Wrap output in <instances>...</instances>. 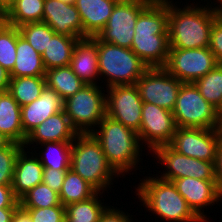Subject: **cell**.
Here are the masks:
<instances>
[{"label": "cell", "mask_w": 222, "mask_h": 222, "mask_svg": "<svg viewBox=\"0 0 222 222\" xmlns=\"http://www.w3.org/2000/svg\"><path fill=\"white\" fill-rule=\"evenodd\" d=\"M136 194L147 209L166 222H203L177 191L173 182L149 176L141 179Z\"/></svg>", "instance_id": "cell-4"}, {"label": "cell", "mask_w": 222, "mask_h": 222, "mask_svg": "<svg viewBox=\"0 0 222 222\" xmlns=\"http://www.w3.org/2000/svg\"><path fill=\"white\" fill-rule=\"evenodd\" d=\"M17 208H0V222H11Z\"/></svg>", "instance_id": "cell-45"}, {"label": "cell", "mask_w": 222, "mask_h": 222, "mask_svg": "<svg viewBox=\"0 0 222 222\" xmlns=\"http://www.w3.org/2000/svg\"><path fill=\"white\" fill-rule=\"evenodd\" d=\"M11 141L4 136L2 133H0V149L4 148L7 146Z\"/></svg>", "instance_id": "cell-46"}, {"label": "cell", "mask_w": 222, "mask_h": 222, "mask_svg": "<svg viewBox=\"0 0 222 222\" xmlns=\"http://www.w3.org/2000/svg\"><path fill=\"white\" fill-rule=\"evenodd\" d=\"M19 200L15 197L11 185H0V208H18Z\"/></svg>", "instance_id": "cell-41"}, {"label": "cell", "mask_w": 222, "mask_h": 222, "mask_svg": "<svg viewBox=\"0 0 222 222\" xmlns=\"http://www.w3.org/2000/svg\"><path fill=\"white\" fill-rule=\"evenodd\" d=\"M69 66L85 84H99L96 82L100 78L96 36L78 40Z\"/></svg>", "instance_id": "cell-21"}, {"label": "cell", "mask_w": 222, "mask_h": 222, "mask_svg": "<svg viewBox=\"0 0 222 222\" xmlns=\"http://www.w3.org/2000/svg\"><path fill=\"white\" fill-rule=\"evenodd\" d=\"M22 208H47L63 206L60 202L59 193L50 189L43 182L27 192L20 200Z\"/></svg>", "instance_id": "cell-33"}, {"label": "cell", "mask_w": 222, "mask_h": 222, "mask_svg": "<svg viewBox=\"0 0 222 222\" xmlns=\"http://www.w3.org/2000/svg\"><path fill=\"white\" fill-rule=\"evenodd\" d=\"M216 1V0H215ZM219 2V7H220V11H221V14H222V0H217Z\"/></svg>", "instance_id": "cell-50"}, {"label": "cell", "mask_w": 222, "mask_h": 222, "mask_svg": "<svg viewBox=\"0 0 222 222\" xmlns=\"http://www.w3.org/2000/svg\"><path fill=\"white\" fill-rule=\"evenodd\" d=\"M106 92V116L138 132L143 101L137 86L115 85Z\"/></svg>", "instance_id": "cell-15"}, {"label": "cell", "mask_w": 222, "mask_h": 222, "mask_svg": "<svg viewBox=\"0 0 222 222\" xmlns=\"http://www.w3.org/2000/svg\"><path fill=\"white\" fill-rule=\"evenodd\" d=\"M0 133L22 145L27 138L22 128L21 107L8 91L0 92Z\"/></svg>", "instance_id": "cell-23"}, {"label": "cell", "mask_w": 222, "mask_h": 222, "mask_svg": "<svg viewBox=\"0 0 222 222\" xmlns=\"http://www.w3.org/2000/svg\"><path fill=\"white\" fill-rule=\"evenodd\" d=\"M45 72L41 54L20 35L18 29L15 66L10 77L45 76Z\"/></svg>", "instance_id": "cell-24"}, {"label": "cell", "mask_w": 222, "mask_h": 222, "mask_svg": "<svg viewBox=\"0 0 222 222\" xmlns=\"http://www.w3.org/2000/svg\"><path fill=\"white\" fill-rule=\"evenodd\" d=\"M67 170H56L52 168H44L42 182L50 189L60 192Z\"/></svg>", "instance_id": "cell-39"}, {"label": "cell", "mask_w": 222, "mask_h": 222, "mask_svg": "<svg viewBox=\"0 0 222 222\" xmlns=\"http://www.w3.org/2000/svg\"><path fill=\"white\" fill-rule=\"evenodd\" d=\"M194 84L205 100L214 106L222 117V64H217Z\"/></svg>", "instance_id": "cell-32"}, {"label": "cell", "mask_w": 222, "mask_h": 222, "mask_svg": "<svg viewBox=\"0 0 222 222\" xmlns=\"http://www.w3.org/2000/svg\"><path fill=\"white\" fill-rule=\"evenodd\" d=\"M100 88L86 84L64 100L63 110L78 133H91L106 116V94Z\"/></svg>", "instance_id": "cell-8"}, {"label": "cell", "mask_w": 222, "mask_h": 222, "mask_svg": "<svg viewBox=\"0 0 222 222\" xmlns=\"http://www.w3.org/2000/svg\"><path fill=\"white\" fill-rule=\"evenodd\" d=\"M172 112L177 127L222 129L220 112L205 100L194 83H182Z\"/></svg>", "instance_id": "cell-7"}, {"label": "cell", "mask_w": 222, "mask_h": 222, "mask_svg": "<svg viewBox=\"0 0 222 222\" xmlns=\"http://www.w3.org/2000/svg\"><path fill=\"white\" fill-rule=\"evenodd\" d=\"M41 146L46 148L43 149L42 155L39 153L38 156L36 150L34 152L39 157L38 159L44 168L56 170L70 169L72 142H43Z\"/></svg>", "instance_id": "cell-31"}, {"label": "cell", "mask_w": 222, "mask_h": 222, "mask_svg": "<svg viewBox=\"0 0 222 222\" xmlns=\"http://www.w3.org/2000/svg\"><path fill=\"white\" fill-rule=\"evenodd\" d=\"M172 182L193 212L202 219L203 222H207L206 219L208 218L204 214L203 208H205V206L209 208V206L215 204V202L217 204V202L222 200L216 180H201L185 177L175 179Z\"/></svg>", "instance_id": "cell-16"}, {"label": "cell", "mask_w": 222, "mask_h": 222, "mask_svg": "<svg viewBox=\"0 0 222 222\" xmlns=\"http://www.w3.org/2000/svg\"><path fill=\"white\" fill-rule=\"evenodd\" d=\"M45 86V76L11 77L7 91L22 107L39 98Z\"/></svg>", "instance_id": "cell-28"}, {"label": "cell", "mask_w": 222, "mask_h": 222, "mask_svg": "<svg viewBox=\"0 0 222 222\" xmlns=\"http://www.w3.org/2000/svg\"><path fill=\"white\" fill-rule=\"evenodd\" d=\"M77 134L78 132L71 126L69 118L62 110L35 127L27 135L24 148L34 142L37 146L43 142H72Z\"/></svg>", "instance_id": "cell-19"}, {"label": "cell", "mask_w": 222, "mask_h": 222, "mask_svg": "<svg viewBox=\"0 0 222 222\" xmlns=\"http://www.w3.org/2000/svg\"><path fill=\"white\" fill-rule=\"evenodd\" d=\"M210 51L218 64H222V14L214 21L210 32Z\"/></svg>", "instance_id": "cell-38"}, {"label": "cell", "mask_w": 222, "mask_h": 222, "mask_svg": "<svg viewBox=\"0 0 222 222\" xmlns=\"http://www.w3.org/2000/svg\"><path fill=\"white\" fill-rule=\"evenodd\" d=\"M45 0H13L2 12L6 24L19 27L42 22Z\"/></svg>", "instance_id": "cell-25"}, {"label": "cell", "mask_w": 222, "mask_h": 222, "mask_svg": "<svg viewBox=\"0 0 222 222\" xmlns=\"http://www.w3.org/2000/svg\"><path fill=\"white\" fill-rule=\"evenodd\" d=\"M63 104L64 100L58 95L57 91L45 86L39 98L21 107L24 133L28 135L48 117L62 111Z\"/></svg>", "instance_id": "cell-18"}, {"label": "cell", "mask_w": 222, "mask_h": 222, "mask_svg": "<svg viewBox=\"0 0 222 222\" xmlns=\"http://www.w3.org/2000/svg\"><path fill=\"white\" fill-rule=\"evenodd\" d=\"M217 64L209 47L170 48L164 68L182 83H194L210 72Z\"/></svg>", "instance_id": "cell-10"}, {"label": "cell", "mask_w": 222, "mask_h": 222, "mask_svg": "<svg viewBox=\"0 0 222 222\" xmlns=\"http://www.w3.org/2000/svg\"><path fill=\"white\" fill-rule=\"evenodd\" d=\"M46 86L57 91L63 99L74 95L86 84L72 71L70 66L56 67L45 72Z\"/></svg>", "instance_id": "cell-27"}, {"label": "cell", "mask_w": 222, "mask_h": 222, "mask_svg": "<svg viewBox=\"0 0 222 222\" xmlns=\"http://www.w3.org/2000/svg\"><path fill=\"white\" fill-rule=\"evenodd\" d=\"M143 102L174 110L182 82L164 67L149 68L136 82Z\"/></svg>", "instance_id": "cell-11"}, {"label": "cell", "mask_w": 222, "mask_h": 222, "mask_svg": "<svg viewBox=\"0 0 222 222\" xmlns=\"http://www.w3.org/2000/svg\"><path fill=\"white\" fill-rule=\"evenodd\" d=\"M221 139L222 129L177 127L169 146L182 155L215 163Z\"/></svg>", "instance_id": "cell-13"}, {"label": "cell", "mask_w": 222, "mask_h": 222, "mask_svg": "<svg viewBox=\"0 0 222 222\" xmlns=\"http://www.w3.org/2000/svg\"><path fill=\"white\" fill-rule=\"evenodd\" d=\"M176 129L177 125L172 111L143 102L141 125L137 132L142 146L147 145L151 152L156 147L169 145Z\"/></svg>", "instance_id": "cell-14"}, {"label": "cell", "mask_w": 222, "mask_h": 222, "mask_svg": "<svg viewBox=\"0 0 222 222\" xmlns=\"http://www.w3.org/2000/svg\"><path fill=\"white\" fill-rule=\"evenodd\" d=\"M10 79V73L0 65V92L8 90Z\"/></svg>", "instance_id": "cell-44"}, {"label": "cell", "mask_w": 222, "mask_h": 222, "mask_svg": "<svg viewBox=\"0 0 222 222\" xmlns=\"http://www.w3.org/2000/svg\"><path fill=\"white\" fill-rule=\"evenodd\" d=\"M119 0H76L83 33L95 37L106 26L112 10Z\"/></svg>", "instance_id": "cell-22"}, {"label": "cell", "mask_w": 222, "mask_h": 222, "mask_svg": "<svg viewBox=\"0 0 222 222\" xmlns=\"http://www.w3.org/2000/svg\"><path fill=\"white\" fill-rule=\"evenodd\" d=\"M169 0H153L137 17L131 50L149 68L164 67L170 50Z\"/></svg>", "instance_id": "cell-1"}, {"label": "cell", "mask_w": 222, "mask_h": 222, "mask_svg": "<svg viewBox=\"0 0 222 222\" xmlns=\"http://www.w3.org/2000/svg\"><path fill=\"white\" fill-rule=\"evenodd\" d=\"M100 193V194H99ZM102 192H97L93 197L65 206V218L67 222H99L101 214L108 207L101 202L99 196ZM99 195V196H98ZM106 206H104V205Z\"/></svg>", "instance_id": "cell-30"}, {"label": "cell", "mask_w": 222, "mask_h": 222, "mask_svg": "<svg viewBox=\"0 0 222 222\" xmlns=\"http://www.w3.org/2000/svg\"><path fill=\"white\" fill-rule=\"evenodd\" d=\"M23 209L30 215L32 222H67L64 206Z\"/></svg>", "instance_id": "cell-37"}, {"label": "cell", "mask_w": 222, "mask_h": 222, "mask_svg": "<svg viewBox=\"0 0 222 222\" xmlns=\"http://www.w3.org/2000/svg\"><path fill=\"white\" fill-rule=\"evenodd\" d=\"M172 2L169 0L167 28L170 48L209 47L212 25L221 15L219 5L213 7L207 2L204 7L203 5L198 7L192 3L191 5L186 4L183 8H178Z\"/></svg>", "instance_id": "cell-2"}, {"label": "cell", "mask_w": 222, "mask_h": 222, "mask_svg": "<svg viewBox=\"0 0 222 222\" xmlns=\"http://www.w3.org/2000/svg\"><path fill=\"white\" fill-rule=\"evenodd\" d=\"M11 222H32L30 215L19 206L12 216Z\"/></svg>", "instance_id": "cell-43"}, {"label": "cell", "mask_w": 222, "mask_h": 222, "mask_svg": "<svg viewBox=\"0 0 222 222\" xmlns=\"http://www.w3.org/2000/svg\"><path fill=\"white\" fill-rule=\"evenodd\" d=\"M23 147L17 155L12 180V189L15 197L20 200L36 185L42 183L44 167L37 155L25 151ZM27 153L29 155H27ZM35 157H34V155Z\"/></svg>", "instance_id": "cell-20"}, {"label": "cell", "mask_w": 222, "mask_h": 222, "mask_svg": "<svg viewBox=\"0 0 222 222\" xmlns=\"http://www.w3.org/2000/svg\"><path fill=\"white\" fill-rule=\"evenodd\" d=\"M18 29L20 35L41 55L55 34L54 30L44 22L26 23Z\"/></svg>", "instance_id": "cell-34"}, {"label": "cell", "mask_w": 222, "mask_h": 222, "mask_svg": "<svg viewBox=\"0 0 222 222\" xmlns=\"http://www.w3.org/2000/svg\"><path fill=\"white\" fill-rule=\"evenodd\" d=\"M78 40L76 37L55 33L41 55L45 70L69 66Z\"/></svg>", "instance_id": "cell-26"}, {"label": "cell", "mask_w": 222, "mask_h": 222, "mask_svg": "<svg viewBox=\"0 0 222 222\" xmlns=\"http://www.w3.org/2000/svg\"><path fill=\"white\" fill-rule=\"evenodd\" d=\"M5 23L2 13H0V27Z\"/></svg>", "instance_id": "cell-49"}, {"label": "cell", "mask_w": 222, "mask_h": 222, "mask_svg": "<svg viewBox=\"0 0 222 222\" xmlns=\"http://www.w3.org/2000/svg\"><path fill=\"white\" fill-rule=\"evenodd\" d=\"M13 0H0V13H2L5 8L12 2Z\"/></svg>", "instance_id": "cell-47"}, {"label": "cell", "mask_w": 222, "mask_h": 222, "mask_svg": "<svg viewBox=\"0 0 222 222\" xmlns=\"http://www.w3.org/2000/svg\"><path fill=\"white\" fill-rule=\"evenodd\" d=\"M70 169L98 192L110 188L112 180L120 176L108 163L92 133H78L72 141Z\"/></svg>", "instance_id": "cell-5"}, {"label": "cell", "mask_w": 222, "mask_h": 222, "mask_svg": "<svg viewBox=\"0 0 222 222\" xmlns=\"http://www.w3.org/2000/svg\"><path fill=\"white\" fill-rule=\"evenodd\" d=\"M65 3H69V4H75L76 0H61Z\"/></svg>", "instance_id": "cell-48"}, {"label": "cell", "mask_w": 222, "mask_h": 222, "mask_svg": "<svg viewBox=\"0 0 222 222\" xmlns=\"http://www.w3.org/2000/svg\"><path fill=\"white\" fill-rule=\"evenodd\" d=\"M91 133L99 141L110 166L119 174L136 169L143 147L137 132L105 116ZM141 151V153H140Z\"/></svg>", "instance_id": "cell-3"}, {"label": "cell", "mask_w": 222, "mask_h": 222, "mask_svg": "<svg viewBox=\"0 0 222 222\" xmlns=\"http://www.w3.org/2000/svg\"><path fill=\"white\" fill-rule=\"evenodd\" d=\"M97 192L92 185L69 169L66 172L62 188L59 192V198L61 204L65 207L72 203L85 201L93 197Z\"/></svg>", "instance_id": "cell-29"}, {"label": "cell", "mask_w": 222, "mask_h": 222, "mask_svg": "<svg viewBox=\"0 0 222 222\" xmlns=\"http://www.w3.org/2000/svg\"><path fill=\"white\" fill-rule=\"evenodd\" d=\"M24 145L10 142L0 149V185H12L17 155Z\"/></svg>", "instance_id": "cell-36"}, {"label": "cell", "mask_w": 222, "mask_h": 222, "mask_svg": "<svg viewBox=\"0 0 222 222\" xmlns=\"http://www.w3.org/2000/svg\"><path fill=\"white\" fill-rule=\"evenodd\" d=\"M152 1L119 0L114 6L106 26L96 37L102 42L131 49L137 17Z\"/></svg>", "instance_id": "cell-9"}, {"label": "cell", "mask_w": 222, "mask_h": 222, "mask_svg": "<svg viewBox=\"0 0 222 222\" xmlns=\"http://www.w3.org/2000/svg\"><path fill=\"white\" fill-rule=\"evenodd\" d=\"M18 27L4 23L0 27V65L9 73L15 66Z\"/></svg>", "instance_id": "cell-35"}, {"label": "cell", "mask_w": 222, "mask_h": 222, "mask_svg": "<svg viewBox=\"0 0 222 222\" xmlns=\"http://www.w3.org/2000/svg\"><path fill=\"white\" fill-rule=\"evenodd\" d=\"M98 70L106 79L105 88L115 85H134L149 69L130 48L102 42L96 37Z\"/></svg>", "instance_id": "cell-6"}, {"label": "cell", "mask_w": 222, "mask_h": 222, "mask_svg": "<svg viewBox=\"0 0 222 222\" xmlns=\"http://www.w3.org/2000/svg\"><path fill=\"white\" fill-rule=\"evenodd\" d=\"M158 163L165 165L161 175L163 180L172 182L175 179L191 177L201 180H215L214 163L188 157L176 152L169 145L156 147L153 151ZM163 173V174H162Z\"/></svg>", "instance_id": "cell-12"}, {"label": "cell", "mask_w": 222, "mask_h": 222, "mask_svg": "<svg viewBox=\"0 0 222 222\" xmlns=\"http://www.w3.org/2000/svg\"><path fill=\"white\" fill-rule=\"evenodd\" d=\"M131 214H126L124 211L108 206L101 214L99 222H132ZM130 217V218H129Z\"/></svg>", "instance_id": "cell-40"}, {"label": "cell", "mask_w": 222, "mask_h": 222, "mask_svg": "<svg viewBox=\"0 0 222 222\" xmlns=\"http://www.w3.org/2000/svg\"><path fill=\"white\" fill-rule=\"evenodd\" d=\"M214 173L217 187L222 197V139L217 147V153L214 163Z\"/></svg>", "instance_id": "cell-42"}, {"label": "cell", "mask_w": 222, "mask_h": 222, "mask_svg": "<svg viewBox=\"0 0 222 222\" xmlns=\"http://www.w3.org/2000/svg\"><path fill=\"white\" fill-rule=\"evenodd\" d=\"M42 22L48 24L56 34L88 38L83 33L82 21L75 4L61 0H45Z\"/></svg>", "instance_id": "cell-17"}]
</instances>
